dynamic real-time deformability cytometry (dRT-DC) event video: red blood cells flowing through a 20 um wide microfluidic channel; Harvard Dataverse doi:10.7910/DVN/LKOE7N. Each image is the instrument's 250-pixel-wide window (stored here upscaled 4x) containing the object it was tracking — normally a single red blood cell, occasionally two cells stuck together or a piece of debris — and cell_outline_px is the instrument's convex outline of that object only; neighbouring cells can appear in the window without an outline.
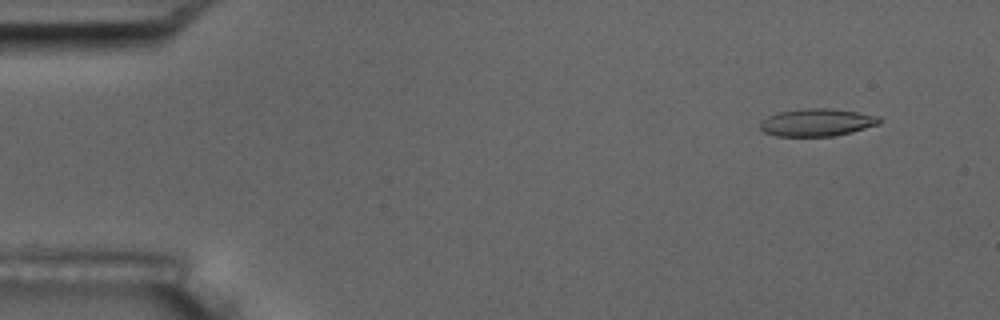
{"species": "common noctule bat (a hibernating species)", "species_latin": "Nyctalus noctula", "temperature_condition": "room temperature", "stored_images_in_passage": 5, "camera_frame_rate_fps": 3000, "um_per_image_px": 0.085, "animal": {"sex": "male", "body_mass_g": 17.5, "forearm_length_mm": 52.3}, "frame": {"image": 1, "passage_image": 2, "time_ms": 1.0, "image_size_px": [1000, 320], "cell_outline_px": [[880, 124], [852, 132], [832, 136], [776, 136], [764, 132], [760, 128], [760, 120], [776, 112], [800, 108], [832, 108], [880, 116]], "centroid_in_image_um": [69.41, 10.39], "position_along_channel_um": 15.6, "area_um2": 19.36}}